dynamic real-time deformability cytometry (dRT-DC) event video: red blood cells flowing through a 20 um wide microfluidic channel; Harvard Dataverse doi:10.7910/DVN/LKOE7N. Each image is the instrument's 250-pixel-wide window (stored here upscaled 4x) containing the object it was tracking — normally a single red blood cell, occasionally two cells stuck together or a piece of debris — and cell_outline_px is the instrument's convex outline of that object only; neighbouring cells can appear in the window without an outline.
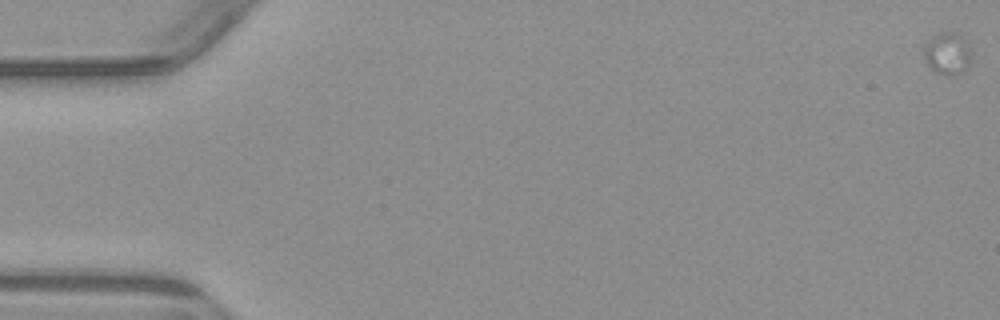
{"species": "common noctule bat (a hibernating species)", "species_latin": "Nyctalus noctula", "temperature_condition": "warm", "stored_images_in_passage": 6, "segment_of_instrument_passage": [1, 2], "camera_frame_rate_fps": 3000, "um_per_image_px": 0.085, "animal": {"sex": "male", "body_mass_g": 23.1, "forearm_length_mm": 52.7}, "frame": {"image": 1, "passage_image": 1, "time_ms": 0.0, "image_size_px": [1000, 320], "cell_outline_px": [[968, 64], [960, 72], [952, 76], [944, 76], [932, 72], [924, 60], [924, 40], [940, 32], [956, 32], [968, 44]], "centroid_in_image_um": [80.42, 4.55], "position_along_channel_um": 4.6, "area_um2": 11.68}}
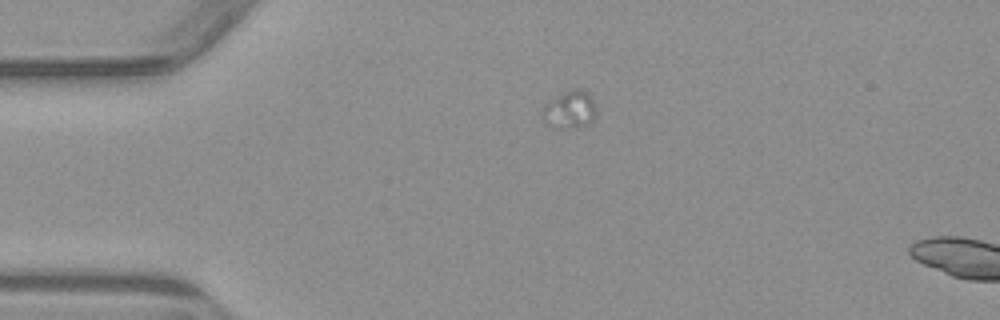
{"frame": {"image": 2, "passage_image": 5, "time_ms": 4.667, "image_size_px": [1000, 320], "cell_outline_px": [[596, 116], [592, 124], [584, 128], [552, 128], [540, 116], [544, 104], [556, 96], [572, 88], [580, 88], [588, 92], [596, 108]], "centroid_in_image_um": [48.44, 9.35], "position_along_channel_um": 36.6, "area_um2": 12.37}}